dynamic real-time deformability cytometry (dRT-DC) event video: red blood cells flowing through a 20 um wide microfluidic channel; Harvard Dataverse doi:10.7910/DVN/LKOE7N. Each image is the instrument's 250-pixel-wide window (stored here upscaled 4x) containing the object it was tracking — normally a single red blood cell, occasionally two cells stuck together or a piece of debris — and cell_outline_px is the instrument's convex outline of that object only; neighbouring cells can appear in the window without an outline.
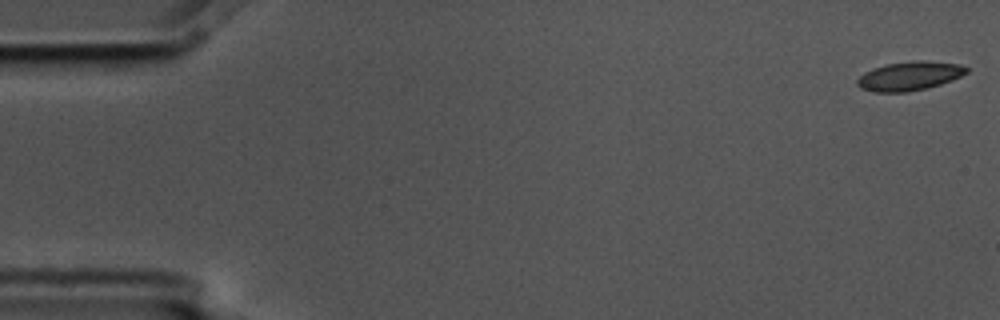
{"species": "common noctule bat (a hibernating species)", "species_latin": "Nyctalus noctula", "temperature_condition": "cold", "stored_images_in_passage": 5, "camera_frame_rate_fps": 3000, "um_per_image_px": 0.085, "animal": {"sex": "male", "body_mass_g": 17.5, "forearm_length_mm": 52.3}, "frame": {"image": 1, "passage_image": 1, "time_ms": 0.0, "image_size_px": [1000, 320], "cell_outline_px": [[968, 72], [952, 80], [940, 84], [908, 92], [872, 92], [860, 88], [856, 84], [856, 80], [864, 72], [872, 68], [888, 64], [912, 60], [924, 60], [960, 64], [968, 68]], "centroid_in_image_um": [77.28, 6.45], "position_along_channel_um": 7.7, "area_um2": 18.5}}